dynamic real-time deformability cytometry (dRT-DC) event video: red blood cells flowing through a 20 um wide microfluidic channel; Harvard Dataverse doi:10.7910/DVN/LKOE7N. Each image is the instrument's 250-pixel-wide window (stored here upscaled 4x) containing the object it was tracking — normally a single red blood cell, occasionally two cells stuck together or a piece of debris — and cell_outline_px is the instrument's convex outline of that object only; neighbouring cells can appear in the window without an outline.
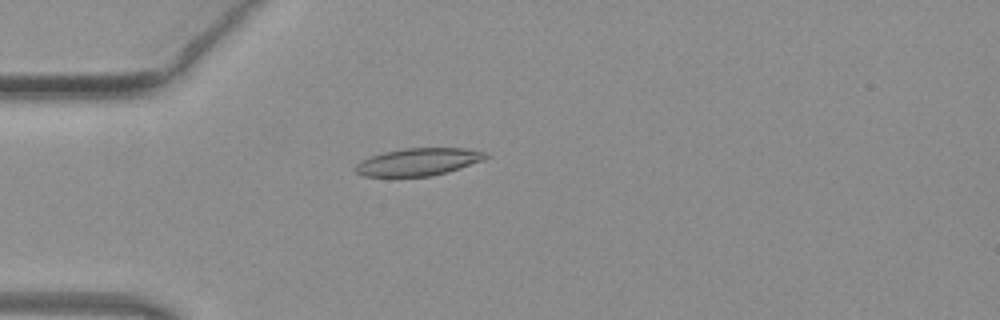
{"species": "common noctule bat (a hibernating species)", "species_latin": "Nyctalus noctula", "temperature_condition": "warm", "stored_images_in_passage": 50, "camera_frame_rate_fps": 3000, "um_per_image_px": 0.085, "animal": {"sex": "female", "body_mass_g": 19.3, "forearm_length_mm": 54.1}, "frame": {"image": 1, "passage_image": 14, "time_ms": 4.333, "image_size_px": [1000, 320], "cell_outline_px": [[492, 156], [484, 160], [460, 168], [428, 176], [364, 176], [356, 172], [352, 168], [360, 160], [384, 152], [404, 148], [468, 148], [488, 152]], "centroid_in_image_um": [35.59, 13.74], "position_along_channel_um": 49.4, "area_um2": 20.92}}
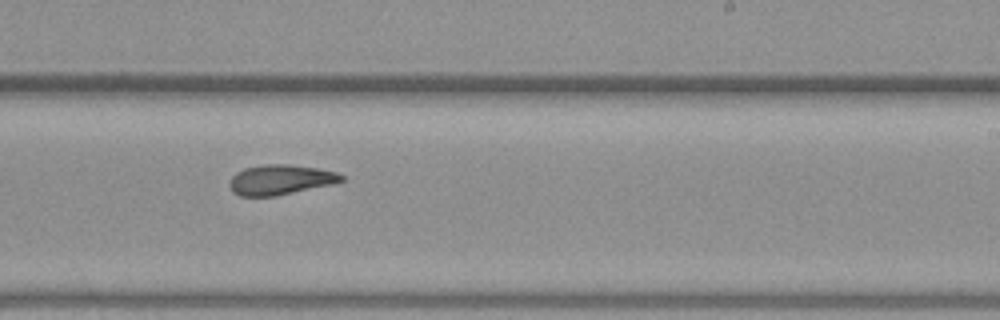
{"frame": {"image": 2, "passage_image": 31, "time_ms": 10.0, "image_size_px": [1000, 320], "cell_outline_px": [[344, 180], [332, 184], [276, 196], [240, 196], [232, 192], [228, 184], [232, 176], [236, 172], [244, 168], [264, 164], [288, 164], [316, 168], [336, 172], [344, 176]], "centroid_in_image_um": [23.79, 15.28], "position_along_channel_um": 265.2, "area_um2": 19.59}}
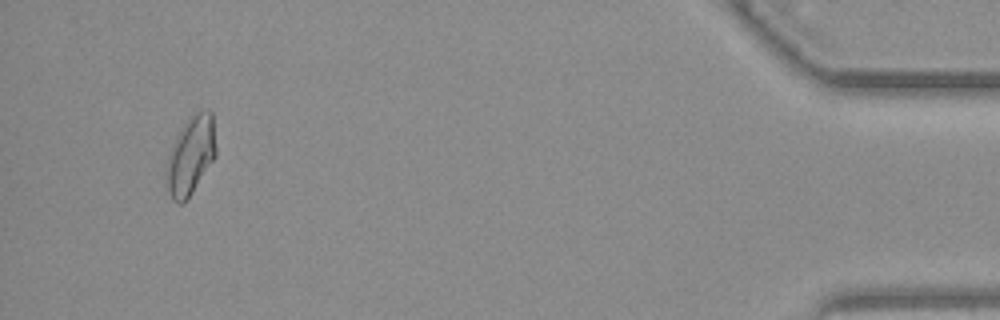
{"frame": {"image": 3, "passage_image": 48, "time_ms": 15.667, "image_size_px": [1000, 320], "cell_outline_px": [[216, 156], [188, 200], [184, 204], [176, 204], [172, 200], [168, 192], [164, 176], [168, 160], [172, 148], [180, 128], [196, 112], [208, 108], [212, 112], [216, 148]], "centroid_in_image_um": [16.21, 13.28], "position_along_channel_um": 419.0, "area_um2": 22.83}, "authors_computed_cell_mechanics": {"area_um2": 20.5768, "velocity_mm_per_s": 4.0555, "shape_relaxation_time_tau1_ms": null, "shape_relaxation_time_tau2_ms": 2.9318, "deformation_change_tau1": null, "deformation_change_tau2": 0.1052}}